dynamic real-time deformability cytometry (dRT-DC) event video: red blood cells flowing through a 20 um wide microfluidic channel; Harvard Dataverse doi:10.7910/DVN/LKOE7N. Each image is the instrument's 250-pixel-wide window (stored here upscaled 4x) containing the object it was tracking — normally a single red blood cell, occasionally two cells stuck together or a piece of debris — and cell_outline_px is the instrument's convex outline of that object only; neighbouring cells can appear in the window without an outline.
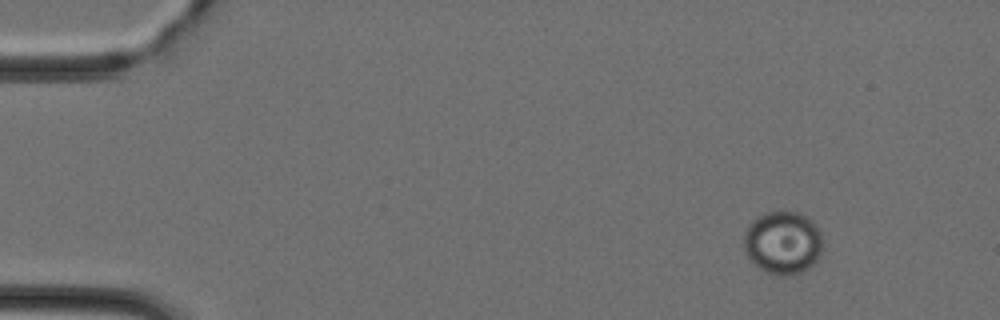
{"species": "Egyptian fruit bat (a non-hibernating species)", "species_latin": "Rousettus aegyptiacus", "temperature_condition": "cold", "stored_images_in_passage": 46, "camera_frame_rate_fps": 3000, "um_per_image_px": 0.085, "animal": {"sex": "female"}, "frame": {"image": 1, "passage_image": 5, "time_ms": 1.333, "image_size_px": [1000, 320], "cell_outline_px": [[824, 248], [820, 256], [812, 264], [800, 272], [784, 276], [780, 276], [768, 272], [760, 268], [744, 252], [744, 232], [748, 224], [756, 216], [764, 212], [800, 212], [808, 216], [820, 228]], "centroid_in_image_um": [66.56, 20.59], "position_along_channel_um": 18.4, "area_um2": 29.3}}
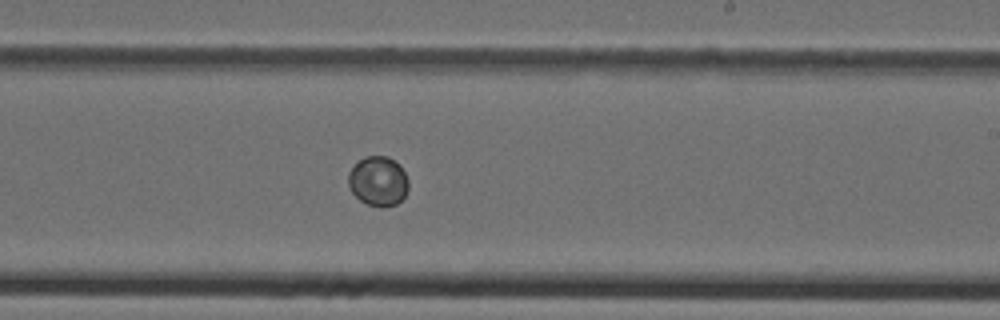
{"frame": {"image": 2, "passage_image": 28, "time_ms": 9.0, "image_size_px": [1000, 320], "cell_outline_px": [[408, 188], [404, 196], [396, 204], [380, 208], [368, 204], [360, 200], [352, 192], [348, 184], [348, 172], [364, 156], [388, 156], [400, 164], [408, 180]], "centroid_in_image_um": [32.15, 15.39], "position_along_channel_um": 256.9, "area_um2": 17.4}}
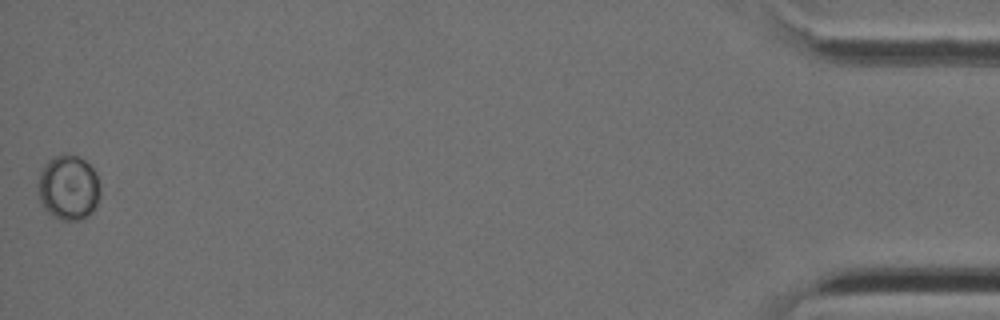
{"frame": {"image": 3, "passage_image": 46, "time_ms": 15.0, "image_size_px": [1000, 320], "cell_outline_px": [[100, 196], [92, 212], [84, 220], [60, 220], [52, 216], [40, 204], [36, 184], [40, 172], [44, 164], [52, 156], [64, 152], [76, 156], [84, 160], [96, 172], [100, 184]], "centroid_in_image_um": [5.79, 15.94], "position_along_channel_um": 429.4, "area_um2": 24.22}}